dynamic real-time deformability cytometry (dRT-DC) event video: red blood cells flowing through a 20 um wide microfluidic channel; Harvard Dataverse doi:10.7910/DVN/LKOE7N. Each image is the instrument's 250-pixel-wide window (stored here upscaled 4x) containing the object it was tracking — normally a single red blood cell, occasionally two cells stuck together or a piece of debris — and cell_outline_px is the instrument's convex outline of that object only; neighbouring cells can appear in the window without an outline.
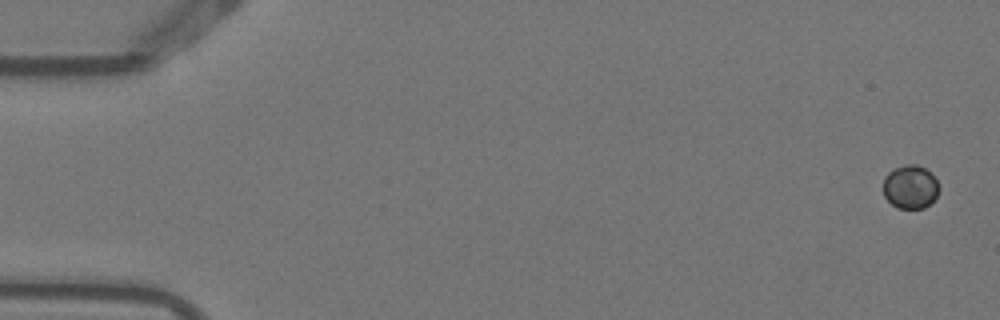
{"species": "Egyptian fruit bat (a non-hibernating species)", "species_latin": "Rousettus aegyptiacus", "temperature_condition": "warm", "stored_images_in_passage": 6, "camera_frame_rate_fps": 3000, "um_per_image_px": 0.085, "animal": {"sex": "female"}, "frame": {"image": 1, "passage_image": 1, "time_ms": 0.0, "image_size_px": [1000, 320], "cell_outline_px": [[940, 188], [936, 196], [924, 208], [896, 208], [884, 196], [884, 176], [892, 168], [904, 164], [916, 164], [932, 172]], "centroid_in_image_um": [77.37, 15.86], "position_along_channel_um": 7.6, "area_um2": 14.28}}
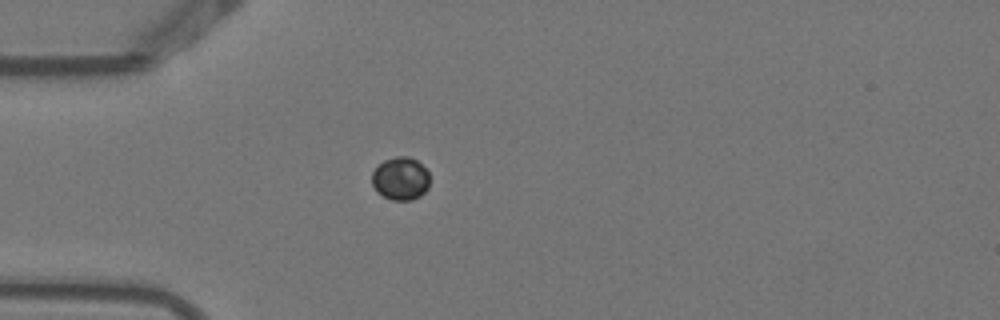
{"frame": {"image": 2, "passage_image": 5, "time_ms": 1.333, "image_size_px": [1000, 320], "cell_outline_px": [[428, 188], [420, 196], [412, 200], [392, 200], [376, 192], [372, 184], [372, 172], [384, 160], [396, 156], [408, 156], [416, 160], [428, 172]], "centroid_in_image_um": [34.03, 15.19], "position_along_channel_um": 51.0, "area_um2": 14.39}}